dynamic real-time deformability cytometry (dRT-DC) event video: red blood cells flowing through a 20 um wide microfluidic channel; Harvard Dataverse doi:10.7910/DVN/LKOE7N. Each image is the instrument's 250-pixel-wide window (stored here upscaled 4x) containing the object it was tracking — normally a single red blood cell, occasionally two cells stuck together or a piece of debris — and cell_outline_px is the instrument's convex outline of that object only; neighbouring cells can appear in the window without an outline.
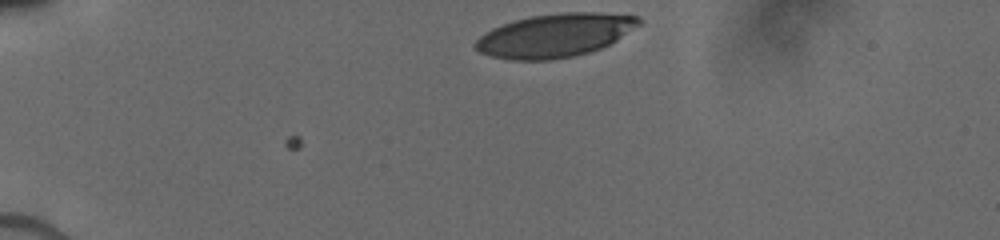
{"species": "human", "species_latin": "Homo sapiens", "temperature_condition": "cold", "stored_images_in_passage": 31, "camera_frame_rate_fps": 3000, "um_per_image_px": 0.085, "donor": {"sex": "male"}, "frame": {"image": 1, "passage_image": 1, "time_ms": 0.0, "image_size_px": [1000, 240], "cell_outline_px": [[640, 24], [616, 40], [600, 48], [588, 52], [572, 56], [552, 60], [512, 60], [488, 56], [472, 48], [472, 44], [484, 32], [492, 28], [516, 20], [532, 16], [564, 12], [600, 12], [640, 16]], "centroid_in_image_um": [47.12, 3.01], "position_along_channel_um": 37.9, "area_um2": 41.33}}
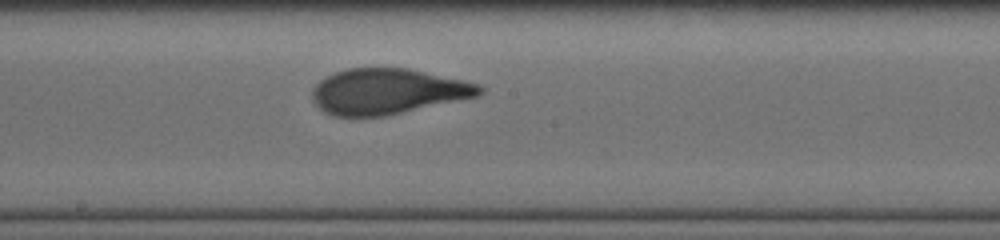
{"frame": {"image": 2, "passage_image": 18, "time_ms": 6.0, "image_size_px": [1000, 240], "cell_outline_px": [[484, 92], [476, 96], [384, 116], [336, 116], [324, 112], [312, 100], [312, 88], [320, 80], [336, 72], [348, 68], [408, 68], [464, 80], [480, 84], [484, 88]], "centroid_in_image_um": [32.94, 7.76], "position_along_channel_um": 215.3, "area_um2": 44.1}}
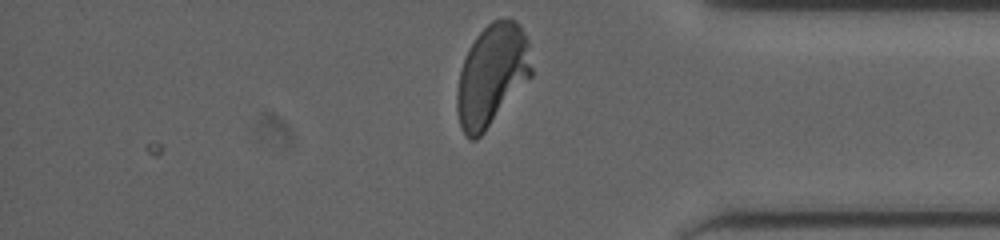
{"frame": {"image": 3, "passage_image": 31, "time_ms": 10.667, "image_size_px": [1000, 240], "cell_outline_px": [[532, 76], [484, 132], [476, 140], [468, 140], [464, 136], [460, 128], [456, 108], [456, 92], [460, 72], [468, 48], [476, 36], [492, 20], [516, 20], [520, 24], [528, 40], [532, 68]], "centroid_in_image_um": [41.8, 6.41], "position_along_channel_um": 393.4, "area_um2": 44.22}}